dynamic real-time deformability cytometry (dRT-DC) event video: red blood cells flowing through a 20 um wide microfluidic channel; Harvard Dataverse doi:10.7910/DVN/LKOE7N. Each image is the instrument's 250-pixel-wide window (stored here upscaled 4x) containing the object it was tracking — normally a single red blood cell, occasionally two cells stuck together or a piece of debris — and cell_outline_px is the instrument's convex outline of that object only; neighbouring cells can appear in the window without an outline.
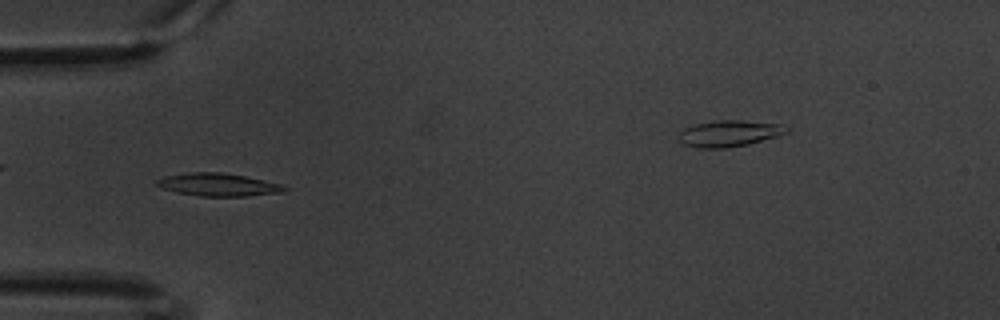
{"species": "common noctule bat (a hibernating species)", "species_latin": "Nyctalus noctula", "temperature_condition": "warm", "stored_images_in_passage": 48, "camera_frame_rate_fps": 3000, "um_per_image_px": 0.085, "animal": {"sex": "male", "body_mass_g": 20.1, "forearm_length_mm": 53.5}, "frame": {"image": 1, "passage_image": 6, "time_ms": 1.667, "image_size_px": [1000, 320], "cell_outline_px": [[288, 188], [284, 192], [248, 196], [200, 196], [180, 192], [164, 188], [156, 184], [152, 180], [164, 176], [192, 172], [220, 172], [244, 176], [280, 184]], "centroid_in_image_um": [18.53, 15.69], "position_along_channel_um": 66.5, "area_um2": 16.76}}
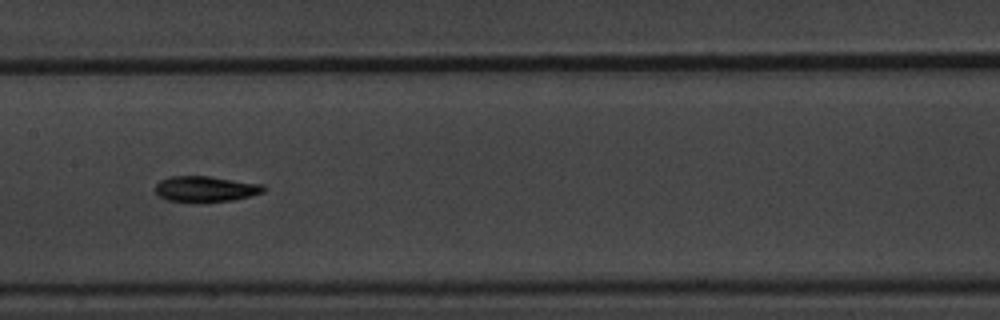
{"frame": {"image": 2, "passage_image": 17, "time_ms": 5.333, "image_size_px": [1000, 320], "cell_outline_px": [[264, 192], [232, 200], [196, 204], [168, 200], [160, 196], [156, 192], [156, 184], [160, 180], [172, 176], [208, 176], [264, 184]], "centroid_in_image_um": [17.46, 16.08], "position_along_channel_um": 189.9, "area_um2": 16.47}}
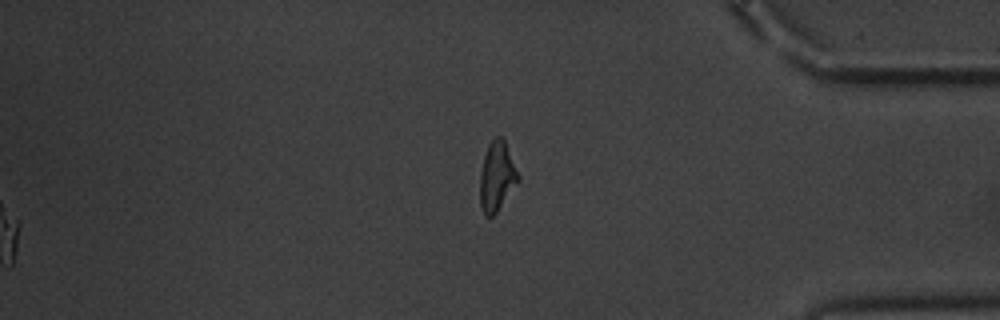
{"frame": {"image": 3, "passage_image": 48, "time_ms": 15.667, "image_size_px": [1000, 320], "cell_outline_px": [[520, 180], [496, 212], [492, 216], [484, 216], [480, 204], [480, 172], [484, 156], [488, 144], [496, 136], [504, 136], [520, 176]], "centroid_in_image_um": [42.25, 14.95], "position_along_channel_um": 393.0, "area_um2": 15.66}, "authors_computed_cell_mechanics": {"area_um2": 15.895, "velocity_mm_per_s": 3.3683, "shape_relaxation_time_tau1_ms": 3.1821, "shape_relaxation_time_tau2_ms": 8.2633, "deformation_change_tau1": 0.1432, "deformation_change_tau2": 0.1535}}